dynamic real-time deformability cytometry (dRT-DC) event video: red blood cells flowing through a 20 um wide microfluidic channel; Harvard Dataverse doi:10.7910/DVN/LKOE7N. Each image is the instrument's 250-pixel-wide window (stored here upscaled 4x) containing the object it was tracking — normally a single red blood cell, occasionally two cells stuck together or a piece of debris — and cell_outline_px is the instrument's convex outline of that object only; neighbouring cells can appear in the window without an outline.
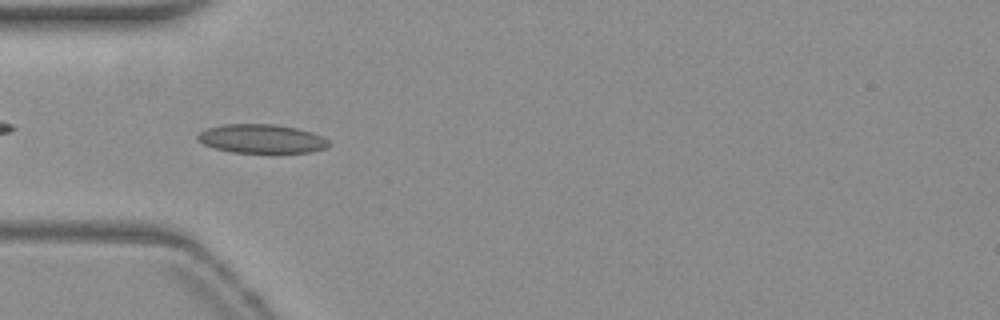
{"species": "common noctule bat (a hibernating species)", "species_latin": "Nyctalus noctula", "temperature_condition": "warm", "stored_images_in_passage": 40, "camera_frame_rate_fps": 3000, "um_per_image_px": 0.085, "animal": {"sex": "female", "body_mass_g": 19.3, "forearm_length_mm": 54.1}, "frame": {"image": 1, "passage_image": 3, "time_ms": 0.667, "image_size_px": [1000, 320], "cell_outline_px": [[332, 144], [324, 148], [312, 152], [232, 152], [216, 148], [204, 144], [196, 140], [196, 136], [200, 132], [208, 128], [224, 124], [276, 124], [296, 128], [312, 132], [328, 140]], "centroid_in_image_um": [22.23, 11.78], "position_along_channel_um": 62.8, "area_um2": 21.91}}
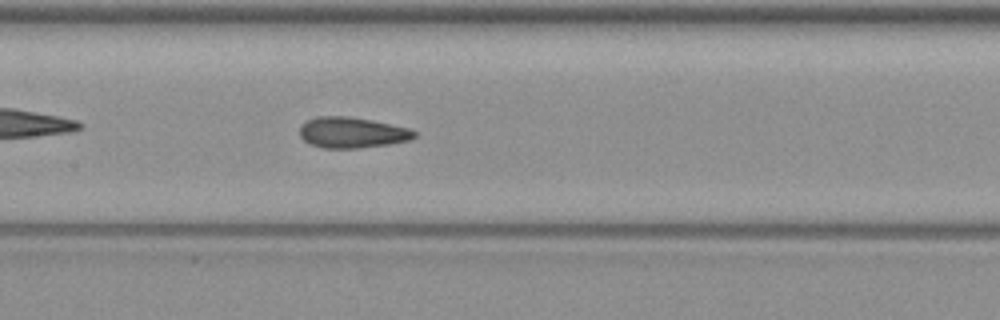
{"frame": {"image": 2, "passage_image": 12, "time_ms": 3.667, "image_size_px": [1000, 320], "cell_outline_px": [[416, 136], [412, 140], [388, 144], [360, 148], [324, 148], [308, 144], [300, 136], [300, 128], [308, 120], [316, 116], [344, 116], [368, 120], [408, 128], [416, 132]], "centroid_in_image_um": [29.91, 11.28], "position_along_channel_um": 177.5, "area_um2": 20.35}}
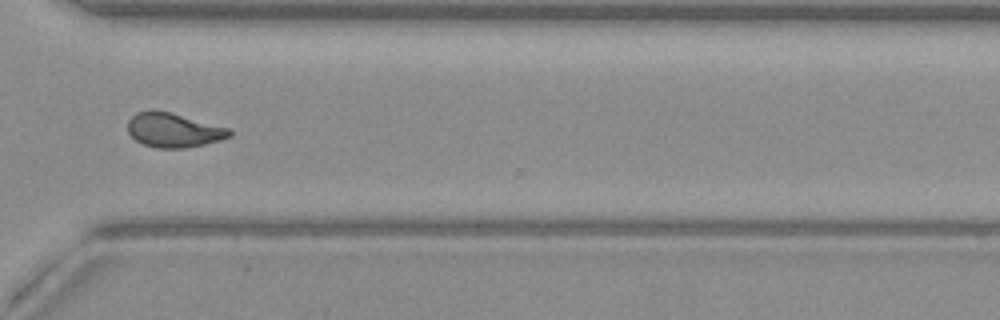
{"frame": {"image": 3, "passage_image": 26, "time_ms": 8.333, "image_size_px": [1000, 320], "cell_outline_px": [[232, 136], [220, 140], [204, 144], [184, 148], [156, 148], [144, 144], [136, 140], [128, 132], [128, 120], [136, 112], [168, 112], [232, 128]], "centroid_in_image_um": [14.8, 11.08], "position_along_channel_um": 355.8, "area_um2": 20.06}, "authors_computed_cell_mechanics": {"area_um2": 20.3456, "velocity_mm_per_s": 3.8301, "shape_relaxation_time_tau1_ms": 10.0987, "shape_relaxation_time_tau2_ms": 1.3925, "deformation_change_tau1": 0.2268, "deformation_change_tau2": 0.0657}}